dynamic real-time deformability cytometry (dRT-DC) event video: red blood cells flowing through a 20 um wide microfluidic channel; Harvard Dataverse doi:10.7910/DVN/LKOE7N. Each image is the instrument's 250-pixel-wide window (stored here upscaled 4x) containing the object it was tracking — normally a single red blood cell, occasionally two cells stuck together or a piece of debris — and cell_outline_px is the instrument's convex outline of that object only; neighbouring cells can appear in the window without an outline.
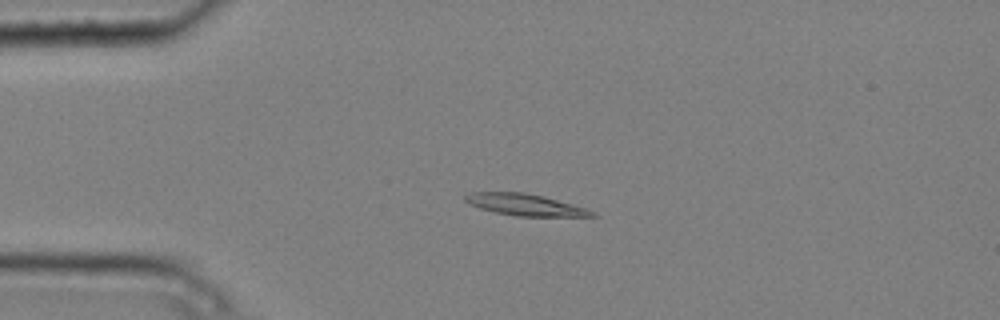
{"species": "common noctule bat (a hibernating species)", "species_latin": "Nyctalus noctula", "temperature_condition": "cold", "stored_images_in_passage": 4, "camera_frame_rate_fps": 3000, "um_per_image_px": 0.085, "animal": {"sex": "male", "body_mass_g": 20.4}, "frame": {"image": 1, "passage_image": 3, "time_ms": 0.667, "image_size_px": [1000, 320], "cell_outline_px": [[600, 216], [516, 216], [496, 212], [480, 208], [468, 204], [464, 200], [464, 196], [472, 192], [524, 192], [544, 196], [572, 204], [596, 212]], "centroid_in_image_um": [44.62, 17.4], "position_along_channel_um": 40.4, "area_um2": 15.9}}